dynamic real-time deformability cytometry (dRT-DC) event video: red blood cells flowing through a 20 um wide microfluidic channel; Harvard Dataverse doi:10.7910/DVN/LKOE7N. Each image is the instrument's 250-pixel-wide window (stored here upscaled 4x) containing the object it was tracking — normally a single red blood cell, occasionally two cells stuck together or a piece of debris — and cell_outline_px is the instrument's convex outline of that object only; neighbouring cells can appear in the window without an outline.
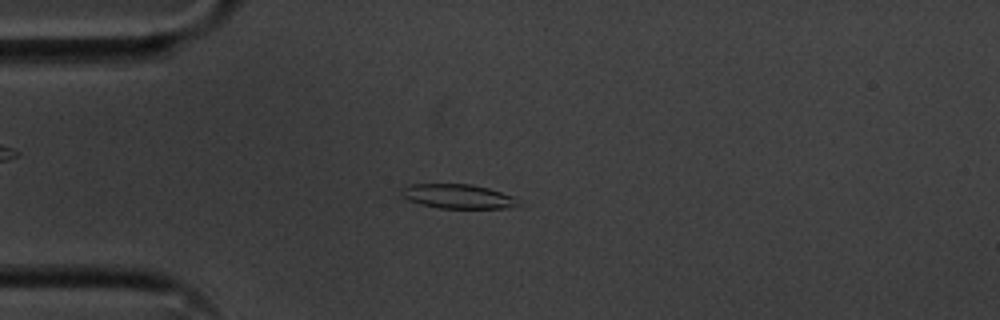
{"species": "common noctule bat (a hibernating species)", "species_latin": "Nyctalus noctula", "temperature_condition": "cold", "stored_images_in_passage": 52, "camera_frame_rate_fps": 3000, "um_per_image_px": 0.085, "animal": {"sex": "male", "body_mass_g": 20.1, "forearm_length_mm": 53.5}, "frame": {"image": 1, "passage_image": 11, "time_ms": 3.333, "image_size_px": [1000, 320], "cell_outline_px": [[520, 204], [504, 208], [440, 208], [420, 204], [408, 200], [400, 196], [400, 188], [408, 184], [472, 184], [488, 188], [512, 196]], "centroid_in_image_um": [38.82, 16.68], "position_along_channel_um": 46.2, "area_um2": 16.53}}
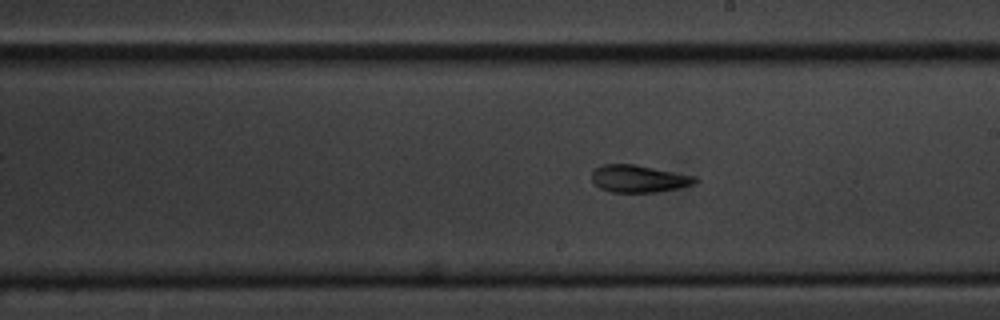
{"frame": {"image": 2, "passage_image": 28, "time_ms": 9.0, "image_size_px": [1000, 320], "cell_outline_px": [[700, 180], [696, 184], [680, 188], [656, 192], [612, 192], [600, 188], [592, 180], [592, 172], [600, 164], [636, 164], [696, 176]], "centroid_in_image_um": [54.35, 15.18], "position_along_channel_um": 234.7, "area_um2": 16.65}}
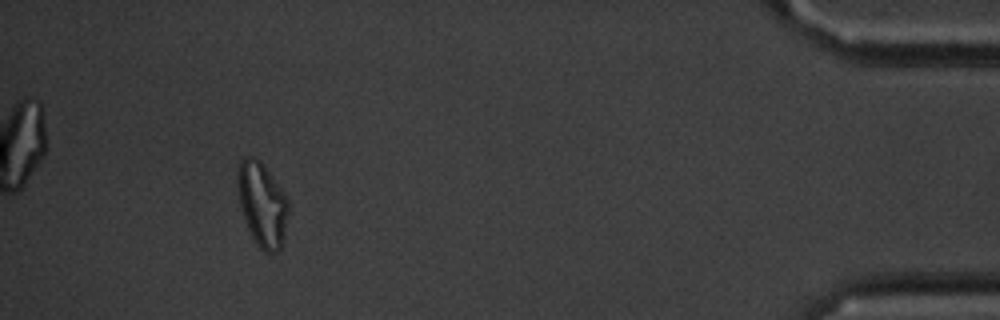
{"frame": {"image": 3, "passage_image": 48, "time_ms": 15.667, "image_size_px": [1000, 320], "cell_outline_px": [[288, 212], [284, 240], [280, 248], [276, 252], [268, 256], [256, 244], [248, 228], [240, 204], [236, 180], [236, 172], [240, 160], [244, 156], [252, 156], [260, 160], [264, 164], [284, 192], [288, 200]], "centroid_in_image_um": [22.28, 17.36], "position_along_channel_um": 412.9, "area_um2": 25.26}, "authors_computed_cell_mechanics": {"area_um2": 17.0221, "velocity_mm_per_s": 3.6066, "shape_relaxation_time_tau1_ms": 7.3808, "shape_relaxation_time_tau2_ms": 2.3228, "deformation_change_tau1": 0.1744, "deformation_change_tau2": 0.0863}}